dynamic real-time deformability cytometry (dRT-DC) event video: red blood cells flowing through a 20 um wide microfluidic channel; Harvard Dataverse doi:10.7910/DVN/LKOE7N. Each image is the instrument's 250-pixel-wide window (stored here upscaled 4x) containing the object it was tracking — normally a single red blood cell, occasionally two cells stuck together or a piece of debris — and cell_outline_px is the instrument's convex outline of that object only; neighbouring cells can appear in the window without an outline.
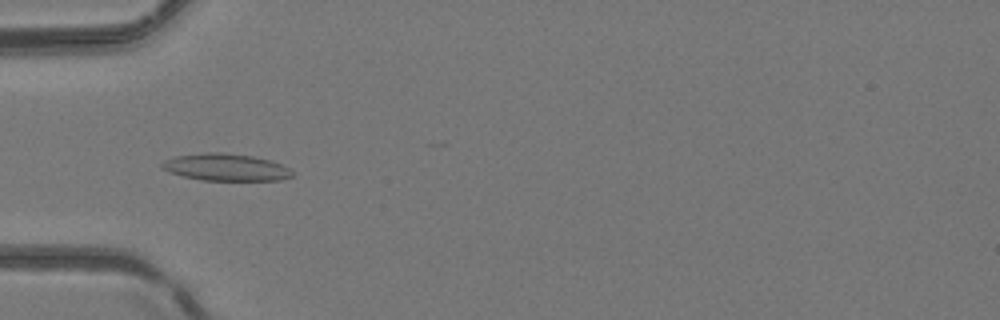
{"species": "common noctule bat (a hibernating species)", "species_latin": "Nyctalus noctula", "temperature_condition": "room temperature", "stored_images_in_passage": 5, "camera_frame_rate_fps": 3000, "um_per_image_px": 0.085, "animal": {"sex": "female", "body_mass_g": 24.6, "forearm_length_mm": 56.2}, "frame": {"image": 1, "passage_image": 3, "time_ms": 0.667, "image_size_px": [1000, 320], "cell_outline_px": [[292, 176], [280, 180], [204, 180], [184, 176], [168, 172], [160, 168], [160, 164], [164, 160], [176, 156], [204, 152], [224, 152], [252, 156], [272, 160], [288, 168], [292, 172]], "centroid_in_image_um": [19.16, 14.2], "position_along_channel_um": 65.8, "area_um2": 20.58}}